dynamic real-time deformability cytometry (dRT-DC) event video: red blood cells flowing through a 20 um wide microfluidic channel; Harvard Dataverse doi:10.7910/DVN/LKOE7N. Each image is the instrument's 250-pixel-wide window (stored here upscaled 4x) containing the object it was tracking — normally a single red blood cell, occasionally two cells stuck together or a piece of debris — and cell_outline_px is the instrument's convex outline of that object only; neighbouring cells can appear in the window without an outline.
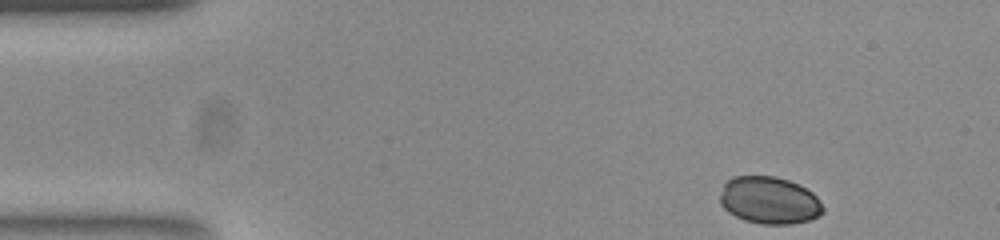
{"species": "common noctule bat (a hibernating species)", "species_latin": "Nyctalus noctula", "temperature_condition": "room temperature", "stored_images_in_passage": 43, "camera_frame_rate_fps": 3000, "um_per_image_px": 0.085, "animal": {"sex": "female", "body_mass_g": 23.0, "forearm_length_mm": 53.4}, "frame": {"image": 1, "passage_image": 1, "time_ms": 0.0, "image_size_px": [1000, 240], "cell_outline_px": [[824, 212], [820, 216], [808, 220], [792, 224], [764, 224], [744, 220], [728, 212], [720, 204], [720, 196], [724, 184], [732, 176], [776, 176], [788, 180], [812, 192], [816, 196], [824, 208]], "centroid_in_image_um": [65.39, 17.03], "position_along_channel_um": 19.6, "area_um2": 28.32}}
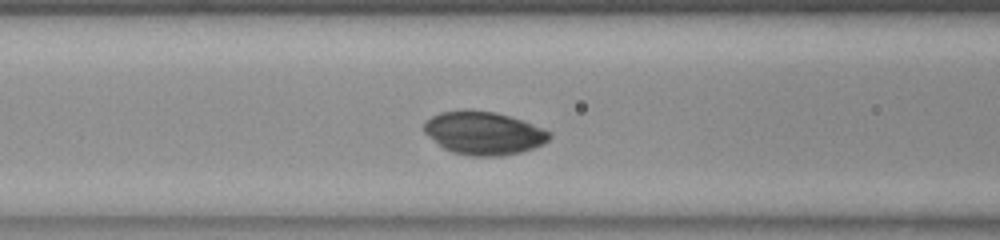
{"frame": {"image": 2, "passage_image": 16, "time_ms": 5.0, "image_size_px": [1000, 240], "cell_outline_px": [[552, 136], [544, 144], [520, 152], [500, 156], [468, 156], [452, 152], [444, 148], [424, 132], [424, 124], [432, 116], [440, 112], [464, 108], [468, 108], [496, 112], [520, 120], [552, 132]], "centroid_in_image_um": [41.1, 11.3], "position_along_channel_um": 125.5, "area_um2": 31.56}}
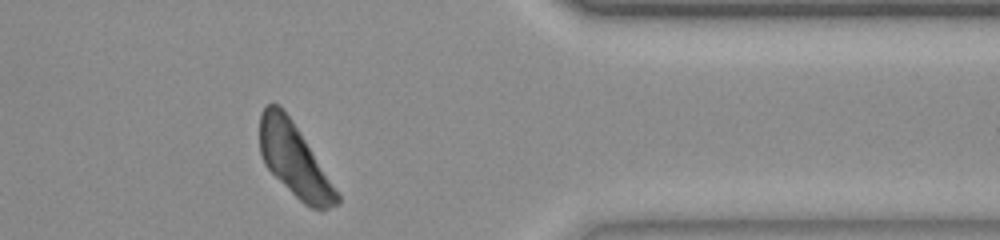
{"frame": {"image": 3, "passage_image": 38, "time_ms": 12.333, "image_size_px": [1000, 240], "cell_outline_px": [[340, 200], [336, 204], [320, 212], [304, 204], [264, 164], [260, 152], [260, 112], [268, 104], [280, 104], [304, 140], [340, 196]], "centroid_in_image_um": [24.99, 13.61], "position_along_channel_um": 386.4, "area_um2": 31.56}}